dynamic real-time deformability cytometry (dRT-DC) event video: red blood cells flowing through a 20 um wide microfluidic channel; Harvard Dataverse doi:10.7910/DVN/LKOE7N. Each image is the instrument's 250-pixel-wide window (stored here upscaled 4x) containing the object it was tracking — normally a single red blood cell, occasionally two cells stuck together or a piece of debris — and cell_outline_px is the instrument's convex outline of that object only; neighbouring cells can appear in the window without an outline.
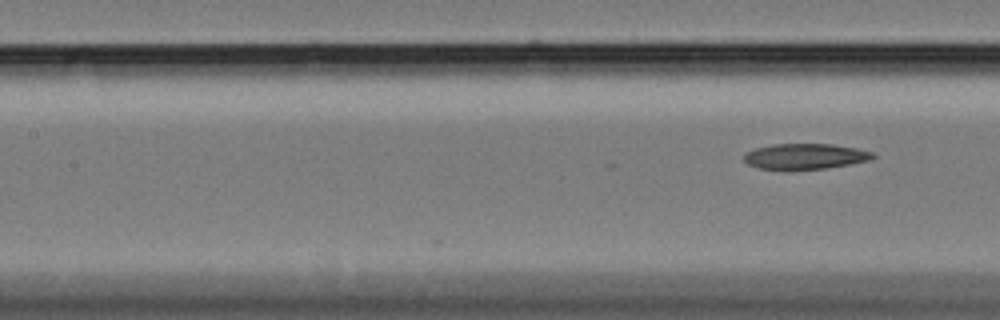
{"species": "Egyptian fruit bat (a non-hibernating species)", "species_latin": "Rousettus aegyptiacus", "temperature_condition": "cold", "stored_images_in_passage": 13, "camera_frame_rate_fps": 3000, "um_per_image_px": 0.085, "animal": {"sex": "female"}, "frame": {"image": 1, "passage_image": 13, "time_ms": 4.0, "image_size_px": [1000, 320], "cell_outline_px": [[876, 156], [868, 160], [828, 168], [760, 168], [748, 164], [744, 160], [744, 152], [756, 148], [772, 144], [832, 144], [856, 148], [872, 152]], "centroid_in_image_um": [68.43, 13.26], "position_along_channel_um": 139.0, "area_um2": 18.73}}